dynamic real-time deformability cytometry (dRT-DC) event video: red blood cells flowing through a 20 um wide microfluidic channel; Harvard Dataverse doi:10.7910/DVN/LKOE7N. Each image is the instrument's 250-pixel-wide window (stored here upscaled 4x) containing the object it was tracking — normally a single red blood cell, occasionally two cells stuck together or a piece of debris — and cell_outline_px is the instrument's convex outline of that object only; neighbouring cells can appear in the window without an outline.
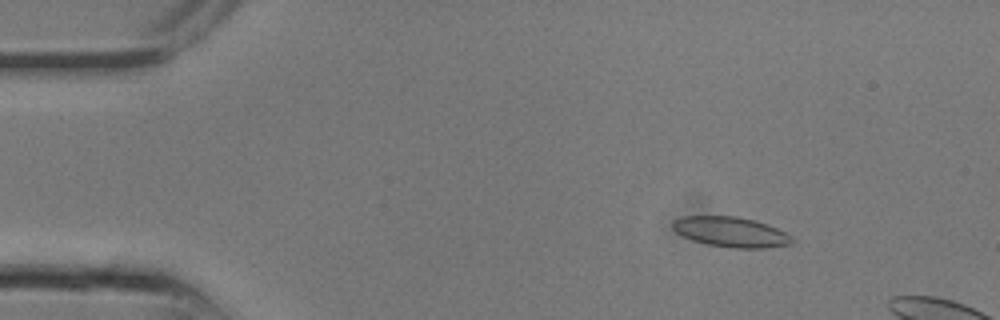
{"species": "common noctule bat (a hibernating species)", "species_latin": "Nyctalus noctula", "temperature_condition": "room temperature", "stored_images_in_passage": 7, "camera_frame_rate_fps": 3000, "um_per_image_px": 0.085, "animal": {"sex": "male", "body_mass_g": 13.3}, "frame": {"image": 1, "passage_image": 4, "time_ms": 1.0, "image_size_px": [1000, 320], "cell_outline_px": [[796, 240], [792, 244], [768, 248], [732, 248], [708, 244], [692, 240], [676, 232], [672, 228], [672, 220], [684, 216], [736, 216], [768, 224], [792, 236]], "centroid_in_image_um": [62.14, 19.72], "position_along_channel_um": 22.9, "area_um2": 21.04}}